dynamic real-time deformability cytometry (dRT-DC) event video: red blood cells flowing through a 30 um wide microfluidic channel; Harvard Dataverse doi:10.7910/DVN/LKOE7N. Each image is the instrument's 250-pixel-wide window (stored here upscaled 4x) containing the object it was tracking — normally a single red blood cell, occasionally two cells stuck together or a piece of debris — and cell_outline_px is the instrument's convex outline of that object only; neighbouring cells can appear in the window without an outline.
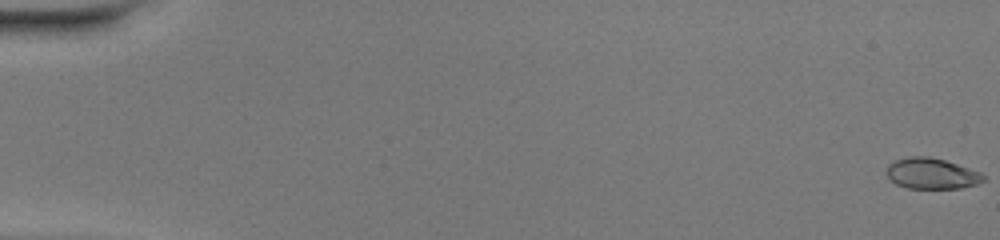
{"species": "common noctule bat (a hibernating species)", "species_latin": "Nyctalus noctula", "temperature_condition": "warm", "stored_images_in_passage": 51, "camera_frame_rate_fps": 3000, "um_per_image_px": 0.085, "animal": {"sex": "female", "body_mass_g": 20.0, "forearm_length_mm": 54.0}, "frame": {"image": 1, "passage_image": 1, "time_ms": 0.0, "image_size_px": [1000, 240], "cell_outline_px": [[984, 180], [976, 184], [960, 188], [908, 188], [896, 184], [888, 180], [884, 172], [888, 164], [892, 160], [908, 156], [928, 156], [944, 160], [980, 172], [984, 176]], "centroid_in_image_um": [79.09, 14.74], "position_along_channel_um": 5.9, "area_um2": 17.57}}
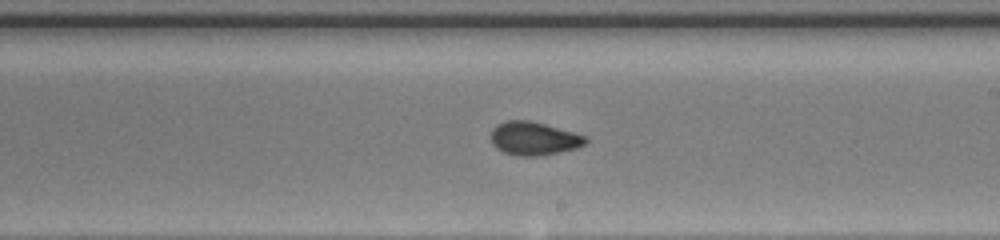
{"frame": {"image": 2, "passage_image": 31, "time_ms": 10.0, "image_size_px": [1000, 240], "cell_outline_px": [[588, 140], [584, 144], [576, 148], [536, 156], [516, 156], [504, 152], [496, 148], [492, 144], [492, 128], [496, 124], [504, 120], [528, 120], [544, 124], [588, 136]], "centroid_in_image_um": [45.35, 11.76], "position_along_channel_um": 243.7, "area_um2": 18.32}}
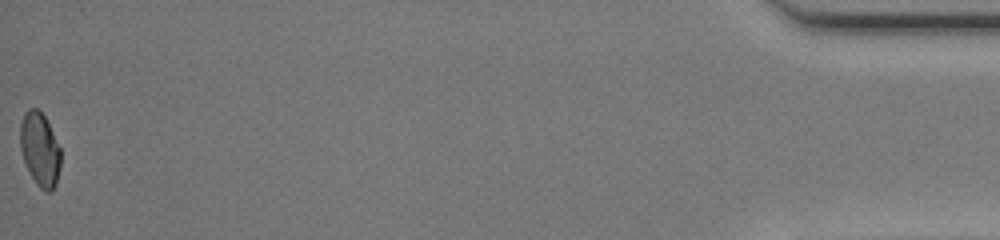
{"frame": {"image": 3, "passage_image": 51, "time_ms": 16.667, "image_size_px": [1000, 240], "cell_outline_px": [[60, 168], [56, 184], [48, 192], [40, 188], [36, 184], [24, 160], [20, 148], [20, 124], [24, 112], [28, 108], [36, 108], [44, 116], [60, 148]], "centroid_in_image_um": [3.38, 12.68], "position_along_channel_um": 431.8, "area_um2": 17.11}, "authors_computed_cell_mechanics": {"area_um2": 17.918, "velocity_mm_per_s": 4.2208, "shape_relaxation_time_tau1_ms": 5.3851, "shape_relaxation_time_tau2_ms": null, "deformation_change_tau1": 0.1823, "deformation_change_tau2": null}}